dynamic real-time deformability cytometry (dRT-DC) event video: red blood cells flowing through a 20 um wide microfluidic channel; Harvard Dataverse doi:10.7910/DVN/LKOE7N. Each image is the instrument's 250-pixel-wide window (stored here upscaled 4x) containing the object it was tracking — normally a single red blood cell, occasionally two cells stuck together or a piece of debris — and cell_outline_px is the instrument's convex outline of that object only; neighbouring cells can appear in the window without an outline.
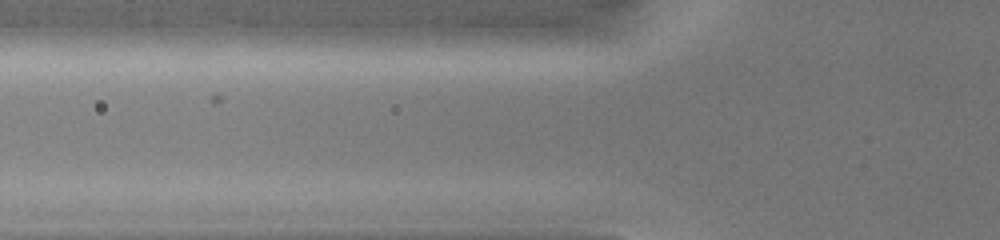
{"species": "common noctule bat (a hibernating species)", "species_latin": "Nyctalus noctula", "temperature_condition": "warm", "stored_images_in_passage": 3, "camera_frame_rate_fps": 3000, "um_per_image_px": 0.085, "animal": {"sex": "female", "body_mass_g": 19.0, "forearm_length_mm": 51.5}, "frame": {"image": 1, "passage_image": 3, "time_ms": 0.667, "image_size_px": [1000, 240], "cell_outline_px": [[636, 32], [632, 36], [588, 48], [536, 52], [408, 52], [400, 48], [396, 44], [416, 24], [580, 24], [632, 28]], "centroid_in_image_um": [43.22, 3.19], "position_along_channel_um": 82.6, "area_um2": 41.44}}